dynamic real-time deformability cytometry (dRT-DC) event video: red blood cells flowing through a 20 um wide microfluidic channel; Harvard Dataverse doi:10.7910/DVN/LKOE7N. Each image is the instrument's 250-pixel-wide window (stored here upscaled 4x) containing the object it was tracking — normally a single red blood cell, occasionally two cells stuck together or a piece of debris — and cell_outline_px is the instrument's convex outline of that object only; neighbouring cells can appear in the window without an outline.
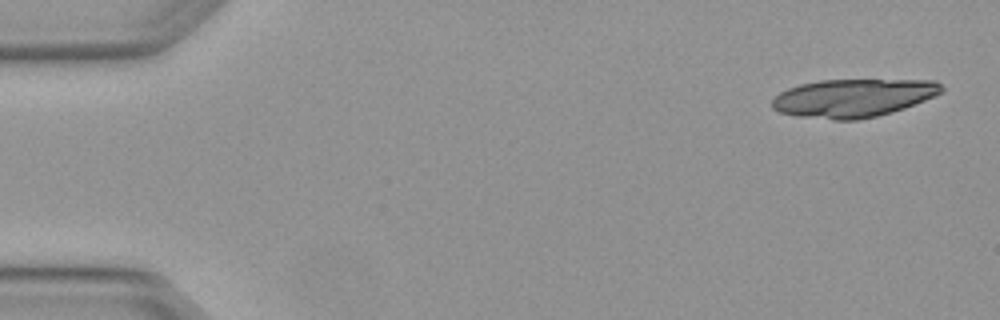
{"species": "Egyptian fruit bat (a non-hibernating species)", "species_latin": "Rousettus aegyptiacus", "temperature_condition": "warm", "stored_images_in_passage": 6, "camera_frame_rate_fps": 3000, "um_per_image_px": 0.085, "animal": {"sex": "female"}, "frame": {"image": 1, "passage_image": 1, "time_ms": 0.0, "image_size_px": [1000, 320], "cell_outline_px": [[944, 92], [936, 96], [904, 108], [892, 112], [876, 116], [856, 120], [836, 120], [796, 116], [780, 112], [772, 108], [772, 100], [780, 92], [788, 88], [800, 84], [820, 80], [936, 80], [944, 88]], "centroid_in_image_um": [72.54, 8.32], "position_along_channel_um": 12.5, "area_um2": 37.8}}
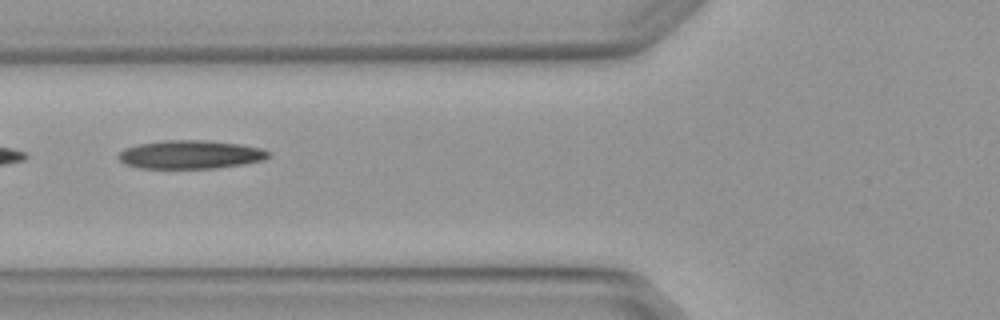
{"frame": {"image": 2, "passage_image": 5, "time_ms": 1.333, "image_size_px": [1000, 320], "cell_outline_px": [[268, 156], [264, 160], [244, 164], [216, 168], [140, 168], [128, 164], [120, 160], [116, 156], [124, 148], [140, 144], [164, 140], [204, 140], [240, 144], [264, 148], [268, 152]], "centroid_in_image_um": [16.2, 13.13], "position_along_channel_um": 109.6, "area_um2": 24.8}}